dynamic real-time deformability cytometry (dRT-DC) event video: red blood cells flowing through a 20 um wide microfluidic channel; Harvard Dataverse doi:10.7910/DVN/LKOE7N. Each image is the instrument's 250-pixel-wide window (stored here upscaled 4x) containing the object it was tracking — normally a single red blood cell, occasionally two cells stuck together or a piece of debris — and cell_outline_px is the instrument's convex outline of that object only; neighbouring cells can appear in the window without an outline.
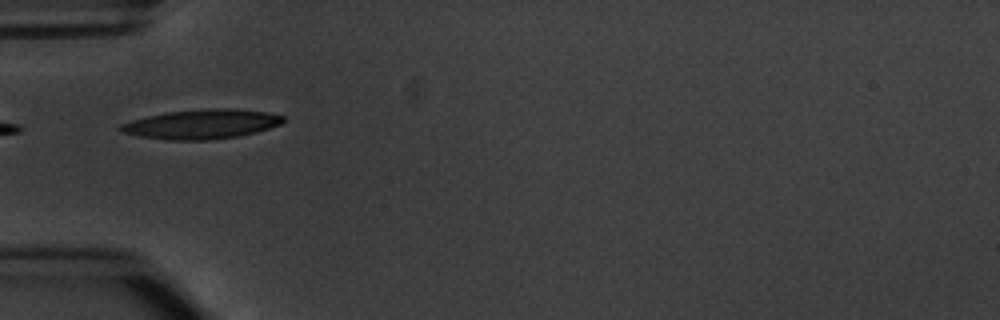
{"species": "common noctule bat (a hibernating species)", "species_latin": "Nyctalus noctula", "temperature_condition": "warm", "stored_images_in_passage": 4, "camera_frame_rate_fps": 3000, "um_per_image_px": 0.085, "animal": {"sex": "male", "body_mass_g": 20.1, "forearm_length_mm": 53.5}, "frame": {"image": 1, "passage_image": 1, "time_ms": 0.0, "image_size_px": [1000, 320], "cell_outline_px": [[284, 120], [280, 124], [256, 132], [240, 136], [208, 140], [168, 140], [140, 136], [124, 132], [116, 128], [120, 124], [132, 120], [148, 116], [168, 112], [208, 108], [236, 108], [264, 112], [284, 116]], "centroid_in_image_um": [17.13, 10.55], "position_along_channel_um": 67.9, "area_um2": 27.8}}
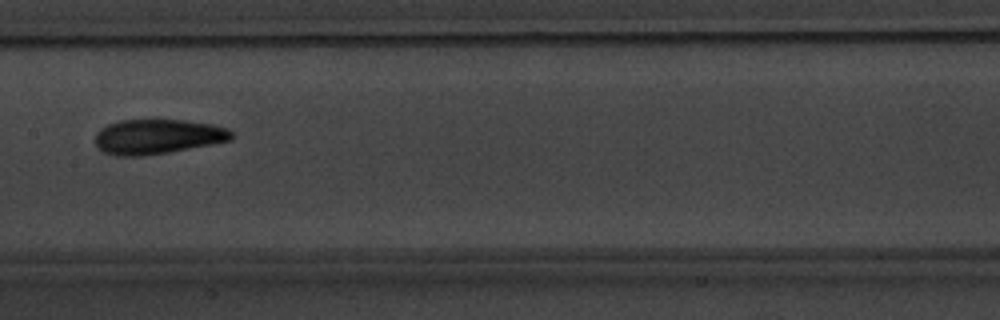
{"frame": {"image": 2, "passage_image": 4, "time_ms": 3.333, "image_size_px": [1000, 320], "cell_outline_px": [[232, 140], [212, 144], [168, 152], [144, 156], [116, 156], [104, 152], [96, 144], [96, 132], [100, 128], [108, 124], [120, 120], [184, 120], [212, 124], [228, 128], [232, 132]], "centroid_in_image_um": [13.39, 11.61], "position_along_channel_um": 194.0, "area_um2": 27.63}}